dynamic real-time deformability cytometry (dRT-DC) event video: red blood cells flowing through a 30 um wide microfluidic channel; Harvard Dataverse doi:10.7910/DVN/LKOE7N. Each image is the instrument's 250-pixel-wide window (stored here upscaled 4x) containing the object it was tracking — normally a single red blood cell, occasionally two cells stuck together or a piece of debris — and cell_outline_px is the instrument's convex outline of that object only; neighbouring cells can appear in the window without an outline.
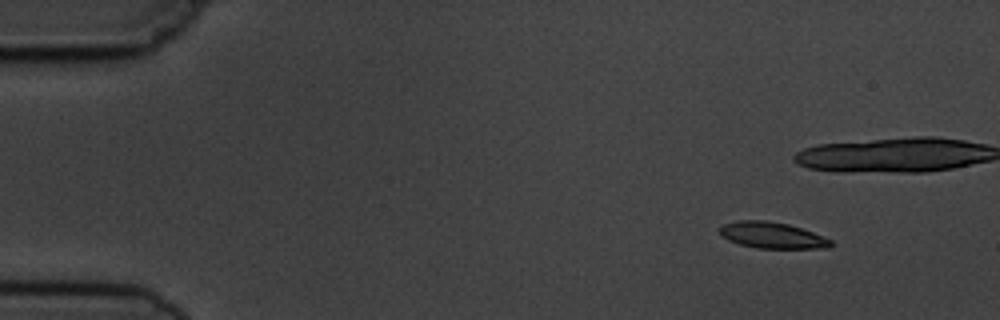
{"species": "common noctule bat (a hibernating species)", "species_latin": "Nyctalus noctula", "temperature_condition": "cold", "stored_images_in_passage": 7, "camera_frame_rate_fps": 3000, "um_per_image_px": 0.085, "animal": {"sex": "male", "body_mass_g": 19.5, "forearm_length_mm": 54.6}, "frame": {"image": 1, "passage_image": 1, "time_ms": 0.0, "image_size_px": [1000, 320], "cell_outline_px": [[832, 244], [828, 248], [756, 248], [740, 244], [728, 240], [720, 236], [720, 228], [724, 224], [740, 220], [764, 220], [788, 224], [824, 236], [832, 240]], "centroid_in_image_um": [65.63, 20.0], "position_along_channel_um": 19.4, "area_um2": 16.88}}